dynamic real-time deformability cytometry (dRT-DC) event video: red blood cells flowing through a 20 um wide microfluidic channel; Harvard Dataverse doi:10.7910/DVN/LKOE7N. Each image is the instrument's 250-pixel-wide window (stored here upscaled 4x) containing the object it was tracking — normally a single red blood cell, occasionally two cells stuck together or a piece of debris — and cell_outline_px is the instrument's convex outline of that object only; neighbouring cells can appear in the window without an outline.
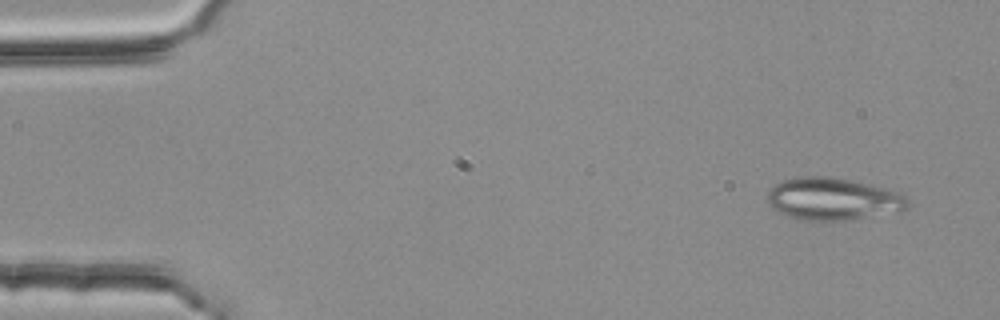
{"species": "common noctule bat (a hibernating species)", "species_latin": "Nyctalus noctula", "temperature_condition": "room temperature", "stored_images_in_passage": 4, "camera_frame_rate_fps": 3000, "um_per_image_px": 0.085, "animal": {"sex": "female", "body_mass_g": 25.1}, "frame": {"image": 1, "passage_image": 1, "time_ms": 0.0, "image_size_px": [1000, 320], "cell_outline_px": [[908, 208], [904, 212], [844, 220], [800, 220], [788, 216], [772, 208], [768, 200], [768, 192], [780, 180], [800, 176], [832, 176], [888, 188], [904, 196], [908, 200]], "centroid_in_image_um": [70.84, 16.91], "position_along_channel_um": 14.2, "area_um2": 34.85}}